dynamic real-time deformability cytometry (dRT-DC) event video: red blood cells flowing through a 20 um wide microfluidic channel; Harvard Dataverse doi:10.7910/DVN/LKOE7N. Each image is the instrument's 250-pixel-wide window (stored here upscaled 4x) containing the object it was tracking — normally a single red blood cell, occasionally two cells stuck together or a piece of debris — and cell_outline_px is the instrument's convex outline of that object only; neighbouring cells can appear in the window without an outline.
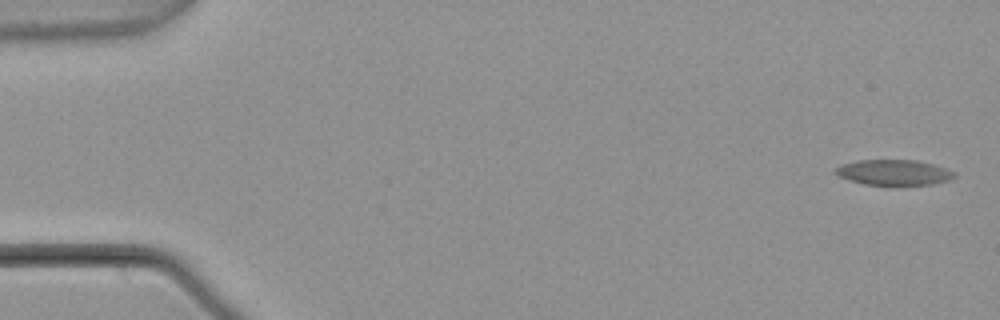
{"species": "common noctule bat (a hibernating species)", "species_latin": "Nyctalus noctula", "temperature_condition": "warm", "stored_images_in_passage": 5, "camera_frame_rate_fps": 3000, "um_per_image_px": 0.085, "animal": {"sex": "male", "body_mass_g": 21.5, "forearm_length_mm": 52.0}, "frame": {"image": 1, "passage_image": 1, "time_ms": 0.0, "image_size_px": [1000, 320], "cell_outline_px": [[956, 176], [948, 180], [932, 184], [864, 184], [840, 176], [832, 172], [832, 168], [840, 164], [856, 160], [916, 160], [948, 168], [956, 172]], "centroid_in_image_um": [75.95, 14.63], "position_along_channel_um": 9.0, "area_um2": 17.57}}
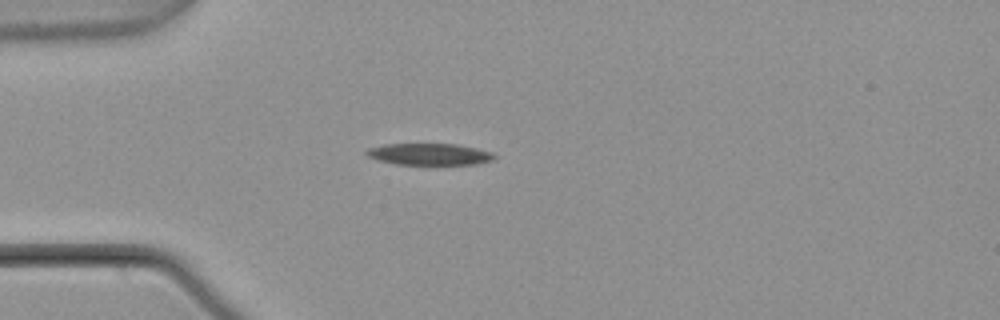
{"frame": {"image": 2, "passage_image": 5, "time_ms": 1.333, "image_size_px": [1000, 320], "cell_outline_px": [[496, 156], [492, 160], [476, 164], [396, 164], [380, 160], [368, 156], [364, 152], [368, 148], [384, 144], [456, 144], [476, 148], [492, 152]], "centroid_in_image_um": [36.5, 13.1], "position_along_channel_um": 48.5, "area_um2": 15.95}}